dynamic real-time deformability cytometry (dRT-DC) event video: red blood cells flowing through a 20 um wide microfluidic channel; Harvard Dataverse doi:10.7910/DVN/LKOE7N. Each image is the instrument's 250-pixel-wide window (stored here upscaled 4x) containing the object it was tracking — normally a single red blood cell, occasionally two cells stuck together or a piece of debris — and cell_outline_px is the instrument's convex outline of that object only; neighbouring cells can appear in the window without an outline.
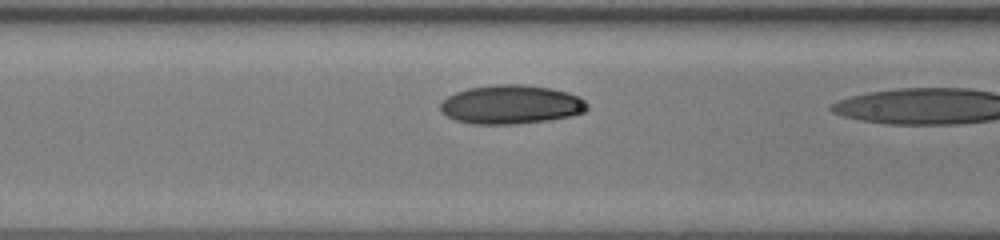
{"species": "human", "species_latin": "Homo sapiens", "temperature_condition": "room temperature", "stored_images_in_passage": 6, "camera_frame_rate_fps": 3000, "um_per_image_px": 0.085, "donor": {"sex": "female"}, "frame": {"image": 1, "passage_image": 5, "time_ms": 1.333, "image_size_px": [1000, 240], "cell_outline_px": [[588, 108], [584, 112], [572, 116], [548, 120], [516, 124], [472, 124], [456, 120], [440, 112], [440, 100], [456, 92], [468, 88], [496, 84], [520, 84], [552, 88], [568, 92], [580, 96], [588, 104]], "centroid_in_image_um": [43.44, 8.88], "position_along_channel_um": 123.2, "area_um2": 33.58}}